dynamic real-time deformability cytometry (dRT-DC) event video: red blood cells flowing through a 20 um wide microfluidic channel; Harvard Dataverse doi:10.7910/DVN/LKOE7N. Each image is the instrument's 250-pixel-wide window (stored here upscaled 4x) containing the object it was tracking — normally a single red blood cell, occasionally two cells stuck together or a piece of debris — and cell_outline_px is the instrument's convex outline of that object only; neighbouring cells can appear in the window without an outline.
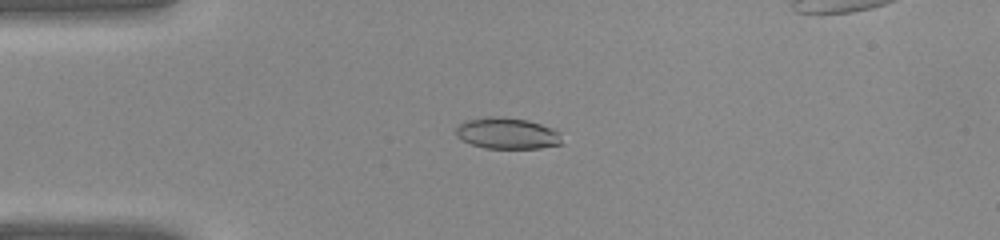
{"species": "common noctule bat (a hibernating species)", "species_latin": "Nyctalus noctula", "temperature_condition": "warm", "stored_images_in_passage": 34, "segment_of_instrument_passage": [1, 2], "camera_frame_rate_fps": 3000, "um_per_image_px": 0.085, "animal": {"sex": "female", "body_mass_g": 22.0, "forearm_length_mm": 56.7}, "frame": {"image": 1, "passage_image": 3, "time_ms": 0.667, "image_size_px": [1000, 240], "cell_outline_px": [[564, 144], [540, 148], [484, 148], [472, 144], [456, 136], [456, 128], [460, 124], [468, 120], [488, 116], [496, 116], [528, 120], [552, 128], [560, 132]], "centroid_in_image_um": [43.16, 11.34], "position_along_channel_um": 41.8, "area_um2": 19.31}}
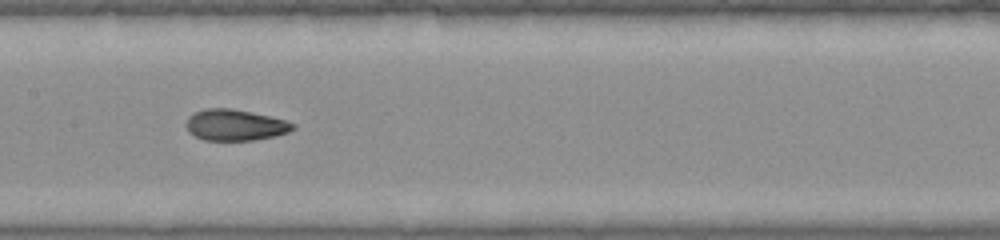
{"frame": {"image": 2, "passage_image": 13, "time_ms": 4.0, "image_size_px": [1000, 240], "cell_outline_px": [[296, 128], [288, 132], [276, 136], [252, 140], [204, 140], [188, 132], [188, 116], [196, 112], [208, 108], [232, 108], [268, 116], [284, 120], [296, 124]], "centroid_in_image_um": [20.01, 10.63], "position_along_channel_um": 187.4, "area_um2": 19.13}}
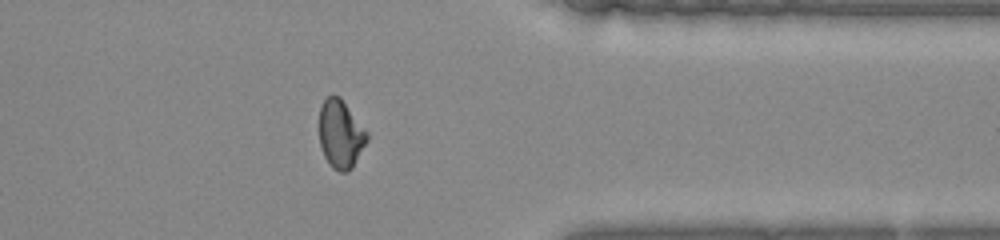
{"frame": {"image": 3, "passage_image": 25, "time_ms": 8.0, "image_size_px": [1000, 240], "cell_outline_px": [[368, 140], [352, 168], [348, 172], [340, 172], [332, 168], [324, 156], [320, 148], [320, 108], [324, 100], [332, 92], [340, 96], [368, 132]], "centroid_in_image_um": [28.96, 11.39], "position_along_channel_um": 382.4, "area_um2": 19.19}}